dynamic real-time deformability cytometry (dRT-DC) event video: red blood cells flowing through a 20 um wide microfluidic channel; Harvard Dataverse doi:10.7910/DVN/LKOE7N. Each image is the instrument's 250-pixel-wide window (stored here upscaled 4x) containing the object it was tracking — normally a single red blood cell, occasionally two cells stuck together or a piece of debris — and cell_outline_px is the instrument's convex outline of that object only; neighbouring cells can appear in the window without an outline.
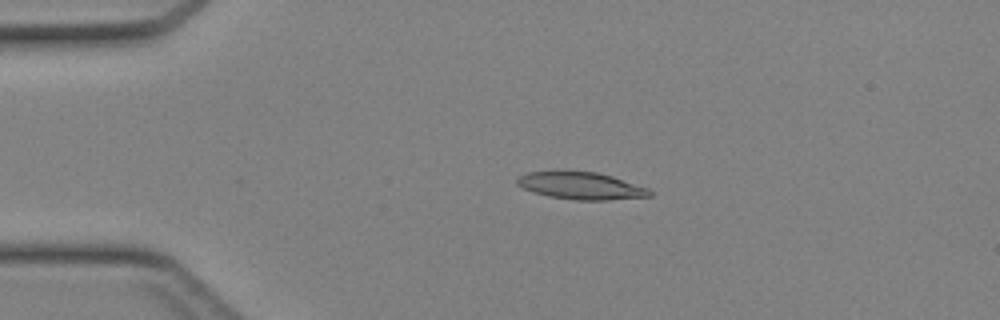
{"species": "Egyptian fruit bat (a non-hibernating species)", "species_latin": "Rousettus aegyptiacus", "temperature_condition": "cold", "stored_images_in_passage": 37, "camera_frame_rate_fps": 3000, "um_per_image_px": 0.085, "animal": {"sex": "female"}, "frame": {"image": 1, "passage_image": 3, "time_ms": 0.667, "image_size_px": [1000, 320], "cell_outline_px": [[652, 196], [608, 200], [576, 200], [548, 196], [532, 192], [516, 184], [516, 180], [520, 176], [528, 172], [564, 168], [596, 172], [612, 176], [648, 188], [652, 192]], "centroid_in_image_um": [49.33, 15.75], "position_along_channel_um": 35.7, "area_um2": 21.73}}
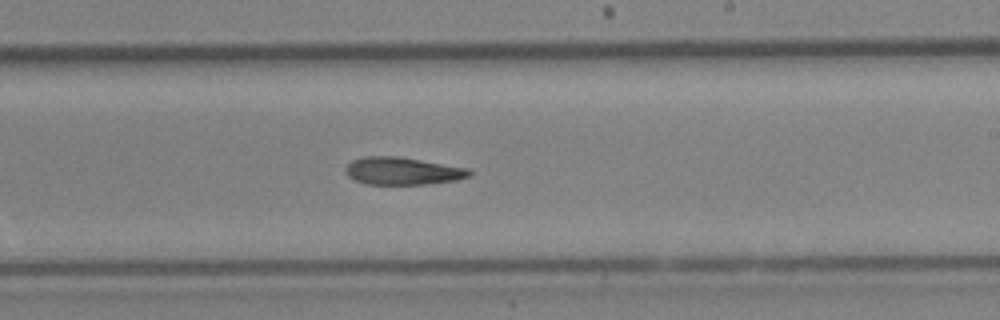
{"frame": {"image": 2, "passage_image": 20, "time_ms": 6.333, "image_size_px": [1000, 320], "cell_outline_px": [[472, 172], [468, 176], [456, 180], [428, 184], [368, 184], [356, 180], [348, 176], [344, 172], [344, 168], [352, 160], [364, 156], [400, 156], [468, 168]], "centroid_in_image_um": [34.19, 14.52], "position_along_channel_um": 254.8, "area_um2": 19.88}}
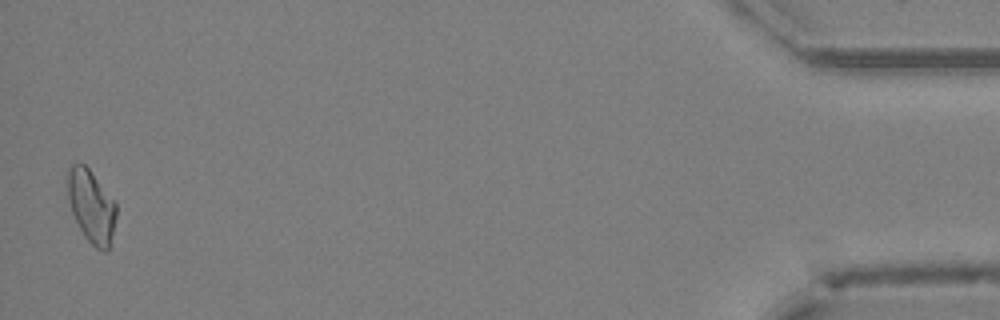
{"frame": {"image": 3, "passage_image": 37, "time_ms": 12.0, "image_size_px": [1000, 320], "cell_outline_px": [[116, 216], [108, 252], [104, 252], [96, 248], [84, 236], [72, 212], [68, 200], [64, 176], [68, 168], [72, 164], [84, 164], [88, 168], [116, 204]], "centroid_in_image_um": [7.71, 17.51], "position_along_channel_um": 427.5, "area_um2": 20.63}}